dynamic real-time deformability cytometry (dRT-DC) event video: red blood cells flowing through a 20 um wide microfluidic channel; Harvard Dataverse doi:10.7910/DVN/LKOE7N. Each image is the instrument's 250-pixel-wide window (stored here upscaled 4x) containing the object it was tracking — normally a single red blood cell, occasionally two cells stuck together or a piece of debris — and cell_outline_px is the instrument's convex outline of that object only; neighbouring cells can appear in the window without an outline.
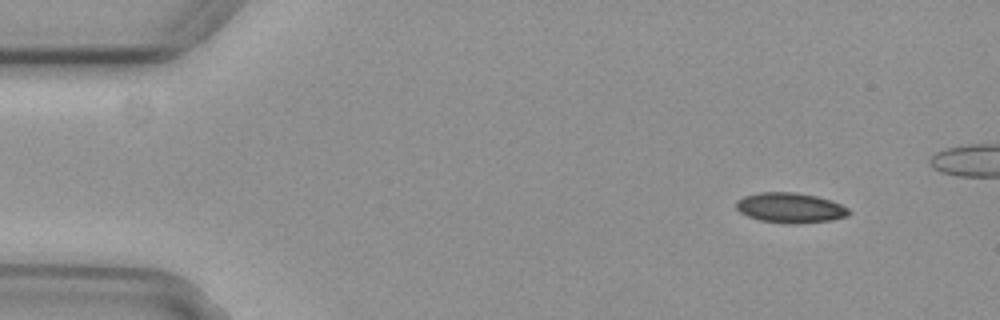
{"species": "common noctule bat (a hibernating species)", "species_latin": "Nyctalus noctula", "temperature_condition": "cold", "stored_images_in_passage": 5, "segment_of_instrument_passage": [2, 2], "camera_frame_rate_fps": 3000, "um_per_image_px": 0.085, "animal": {"sex": "female", "body_mass_g": 29.2, "forearm_length_mm": 56.3}, "frame": {"image": 1, "passage_image": 5, "time_ms": 1.333, "image_size_px": [1000, 320], "cell_outline_px": [[852, 212], [848, 216], [832, 220], [796, 224], [784, 224], [760, 220], [748, 216], [740, 212], [736, 208], [736, 200], [744, 196], [760, 192], [796, 192], [816, 196], [840, 204], [848, 208]], "centroid_in_image_um": [67.17, 17.67], "position_along_channel_um": 17.8, "area_um2": 19.88}}